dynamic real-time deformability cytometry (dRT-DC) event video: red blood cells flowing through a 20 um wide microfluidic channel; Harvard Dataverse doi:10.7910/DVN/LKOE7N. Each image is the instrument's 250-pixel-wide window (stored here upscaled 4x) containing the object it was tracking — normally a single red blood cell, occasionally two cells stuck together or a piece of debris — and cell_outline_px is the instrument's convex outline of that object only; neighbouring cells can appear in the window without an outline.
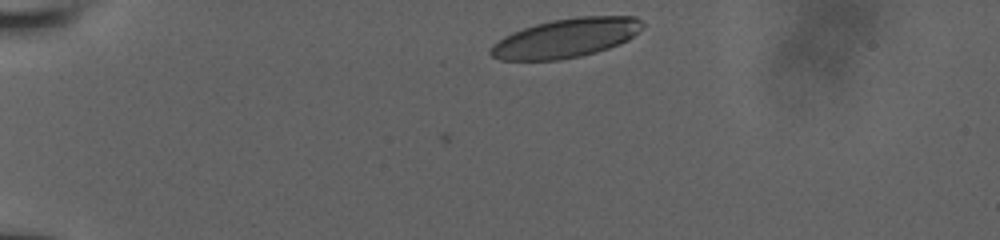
{"species": "human", "species_latin": "Homo sapiens", "temperature_condition": "room temperature", "stored_images_in_passage": 12, "camera_frame_rate_fps": 3000, "um_per_image_px": 0.085, "donor": {"sex": "male"}, "frame": {"image": 1, "passage_image": 1, "time_ms": 0.0, "image_size_px": [1000, 240], "cell_outline_px": [[644, 24], [628, 40], [620, 44], [596, 52], [580, 56], [560, 60], [500, 60], [492, 56], [488, 52], [492, 44], [504, 36], [512, 32], [536, 24], [552, 20], [576, 16], [636, 16]], "centroid_in_image_um": [48.08, 3.23], "position_along_channel_um": 36.9, "area_um2": 34.56}}
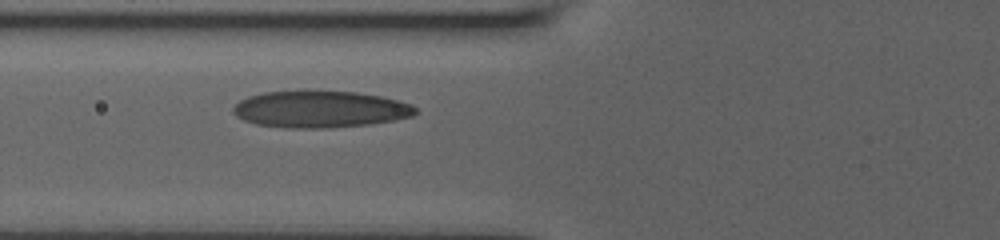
{"frame": {"image": 2, "passage_image": 9, "time_ms": 3.333, "image_size_px": [1000, 240], "cell_outline_px": [[420, 112], [412, 116], [396, 120], [368, 124], [328, 128], [288, 128], [256, 124], [244, 120], [236, 116], [232, 112], [232, 108], [240, 100], [248, 96], [264, 92], [356, 92], [380, 96], [400, 100], [412, 104]], "centroid_in_image_um": [27.24, 9.3], "position_along_channel_um": 98.6, "area_um2": 38.9}}
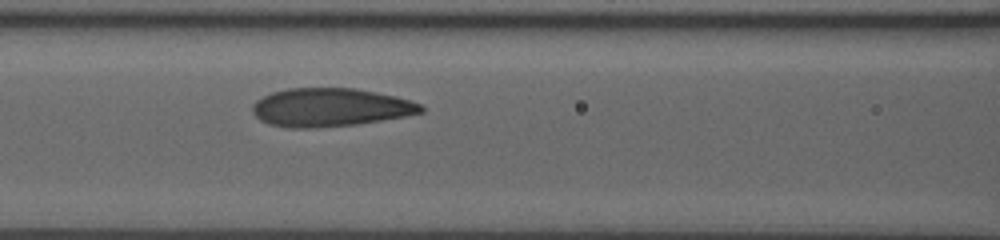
{"frame": {"image": 3, "passage_image": 12, "time_ms": 4.333, "image_size_px": [1000, 240], "cell_outline_px": [[424, 112], [404, 116], [356, 124], [312, 128], [288, 128], [268, 124], [260, 120], [252, 112], [252, 104], [256, 100], [272, 92], [288, 88], [356, 88], [396, 96], [420, 104], [424, 108]], "centroid_in_image_um": [28.03, 9.13], "position_along_channel_um": 138.6, "area_um2": 37.63}}